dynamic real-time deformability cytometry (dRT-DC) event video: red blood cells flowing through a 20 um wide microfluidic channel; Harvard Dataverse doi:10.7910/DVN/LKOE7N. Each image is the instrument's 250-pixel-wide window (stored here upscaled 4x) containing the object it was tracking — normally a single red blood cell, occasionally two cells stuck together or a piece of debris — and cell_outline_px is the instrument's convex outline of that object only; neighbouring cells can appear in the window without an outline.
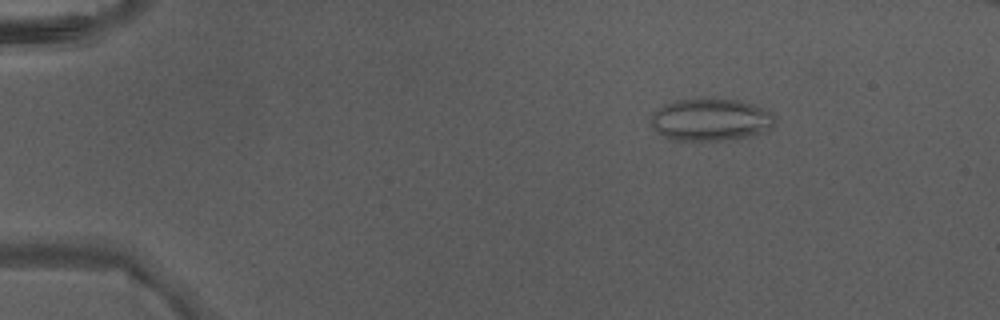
{"species": "Egyptian fruit bat (a non-hibernating species)", "species_latin": "Rousettus aegyptiacus", "temperature_condition": "warm", "stored_images_in_passage": 3, "camera_frame_rate_fps": 3000, "um_per_image_px": 0.085, "animal": {"sex": "male"}, "frame": {"image": 1, "passage_image": 1, "time_ms": 0.0, "image_size_px": [1000, 320], "cell_outline_px": [[776, 120], [764, 132], [732, 140], [672, 140], [656, 132], [652, 128], [648, 120], [652, 112], [656, 108], [672, 100], [700, 96], [708, 96], [740, 100], [772, 112]], "centroid_in_image_um": [60.32, 10.13], "position_along_channel_um": 24.7, "area_um2": 31.67}}